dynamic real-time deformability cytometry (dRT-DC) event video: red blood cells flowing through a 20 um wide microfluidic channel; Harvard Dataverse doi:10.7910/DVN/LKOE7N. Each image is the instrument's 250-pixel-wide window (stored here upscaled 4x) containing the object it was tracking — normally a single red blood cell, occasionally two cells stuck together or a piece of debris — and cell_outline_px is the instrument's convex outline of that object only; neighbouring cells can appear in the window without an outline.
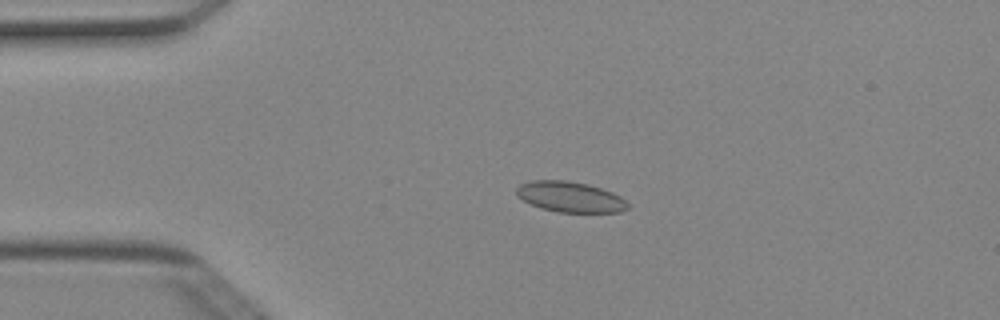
{"species": "Egyptian fruit bat (a non-hibernating species)", "species_latin": "Rousettus aegyptiacus", "temperature_condition": "cold", "stored_images_in_passage": 40, "camera_frame_rate_fps": 3000, "um_per_image_px": 0.085, "animal": {"sex": "female"}, "frame": {"image": 1, "passage_image": 1, "time_ms": 0.0, "image_size_px": [1000, 320], "cell_outline_px": [[628, 208], [620, 212], [556, 212], [540, 208], [516, 196], [516, 188], [520, 184], [532, 180], [568, 180], [588, 184], [612, 192], [620, 196], [628, 204]], "centroid_in_image_um": [48.44, 16.73], "position_along_channel_um": 36.6, "area_um2": 19.83}}
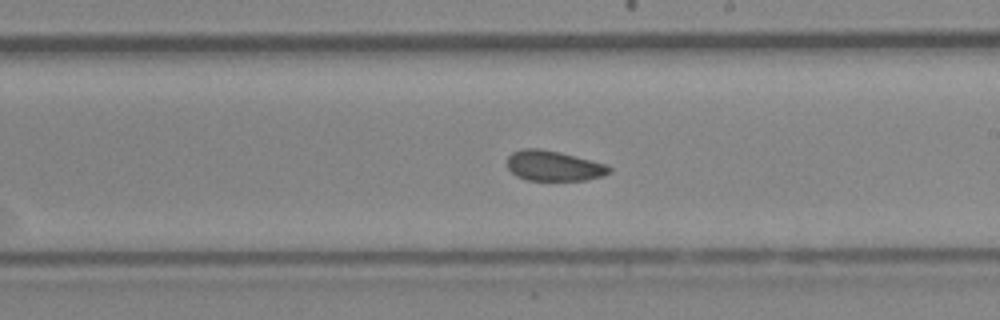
{"frame": {"image": 2, "passage_image": 19, "time_ms": 6.0, "image_size_px": [1000, 320], "cell_outline_px": [[612, 172], [604, 176], [588, 180], [528, 180], [516, 176], [508, 168], [508, 156], [512, 152], [524, 148], [540, 148], [560, 152], [608, 164], [612, 168]], "centroid_in_image_um": [47.11, 14.09], "position_along_channel_um": 241.9, "area_um2": 18.21}}
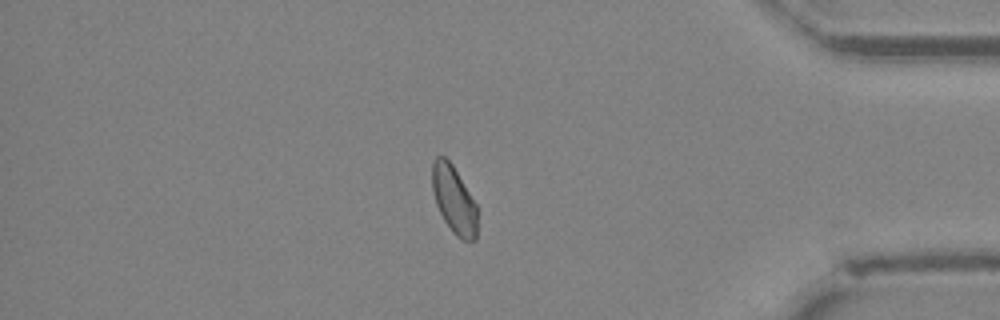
{"frame": {"image": 3, "passage_image": 33, "time_ms": 10.667, "image_size_px": [1000, 320], "cell_outline_px": [[476, 240], [460, 240], [452, 232], [444, 220], [436, 204], [432, 188], [432, 164], [436, 156], [444, 156], [452, 164], [476, 204]], "centroid_in_image_um": [38.57, 16.98], "position_along_channel_um": 396.6, "area_um2": 17.57}, "authors_computed_cell_mechanics": {"area_um2": 18.6983, "velocity_mm_per_s": 3.9933, "shape_relaxation_time_tau1_ms": null, "shape_relaxation_time_tau2_ms": 3.1951, "deformation_change_tau1": null, "deformation_change_tau2": 0.0686}}